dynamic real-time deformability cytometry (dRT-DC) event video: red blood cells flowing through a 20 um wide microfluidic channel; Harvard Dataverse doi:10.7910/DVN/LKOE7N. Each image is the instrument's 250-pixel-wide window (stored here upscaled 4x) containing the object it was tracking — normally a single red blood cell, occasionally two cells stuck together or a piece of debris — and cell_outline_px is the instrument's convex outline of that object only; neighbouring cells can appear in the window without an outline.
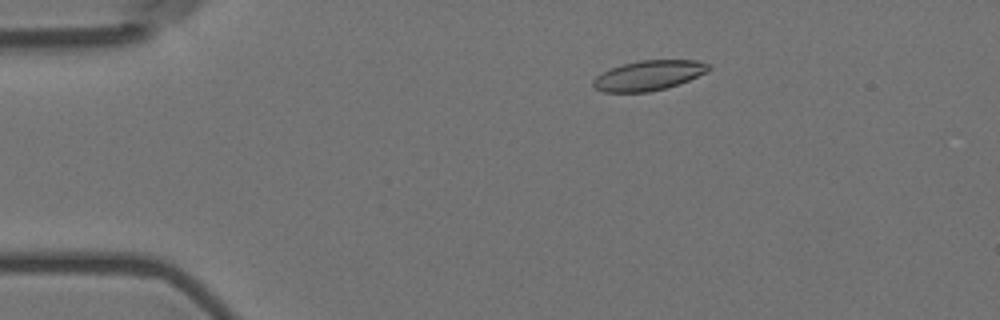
{"species": "Egyptian fruit bat (a non-hibernating species)", "species_latin": "Rousettus aegyptiacus", "temperature_condition": "room temperature", "stored_images_in_passage": 57, "camera_frame_rate_fps": 3000, "um_per_image_px": 0.085, "animal": {"sex": "female"}, "frame": {"image": 1, "passage_image": 11, "time_ms": 3.333, "image_size_px": [1000, 320], "cell_outline_px": [[712, 68], [708, 72], [688, 80], [664, 88], [648, 92], [604, 92], [596, 88], [592, 84], [592, 80], [596, 76], [612, 68], [624, 64], [640, 60], [700, 60], [708, 64]], "centroid_in_image_um": [55.16, 6.4], "position_along_channel_um": 29.8, "area_um2": 19.94}}
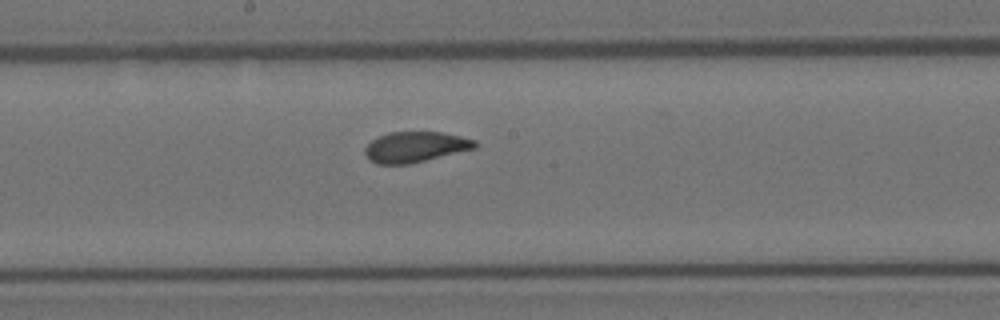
{"frame": {"image": 2, "passage_image": 31, "time_ms": 10.0, "image_size_px": [1000, 320], "cell_outline_px": [[480, 144], [476, 148], [408, 164], [376, 164], [368, 160], [364, 152], [364, 148], [372, 140], [388, 132], [440, 132], [460, 136], [476, 140]], "centroid_in_image_um": [35.29, 12.49], "position_along_channel_um": 212.9, "area_um2": 19.59}}
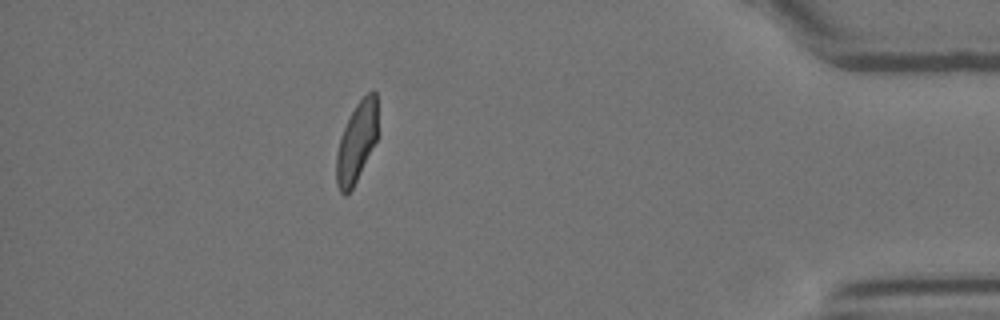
{"frame": {"image": 3, "passage_image": 51, "time_ms": 16.667, "image_size_px": [1000, 320], "cell_outline_px": [[380, 132], [352, 188], [344, 196], [340, 192], [336, 184], [336, 152], [340, 136], [356, 104], [372, 88], [376, 92]], "centroid_in_image_um": [30.34, 12.03], "position_along_channel_um": 404.9, "area_um2": 19.54}, "authors_computed_cell_mechanics": {"area_um2": 20.23, "velocity_mm_per_s": 3.587, "shape_relaxation_time_tau1_ms": 5.0972, "shape_relaxation_time_tau2_ms": 1.3532, "deformation_change_tau1": 0.1569, "deformation_change_tau2": 0.0644}}